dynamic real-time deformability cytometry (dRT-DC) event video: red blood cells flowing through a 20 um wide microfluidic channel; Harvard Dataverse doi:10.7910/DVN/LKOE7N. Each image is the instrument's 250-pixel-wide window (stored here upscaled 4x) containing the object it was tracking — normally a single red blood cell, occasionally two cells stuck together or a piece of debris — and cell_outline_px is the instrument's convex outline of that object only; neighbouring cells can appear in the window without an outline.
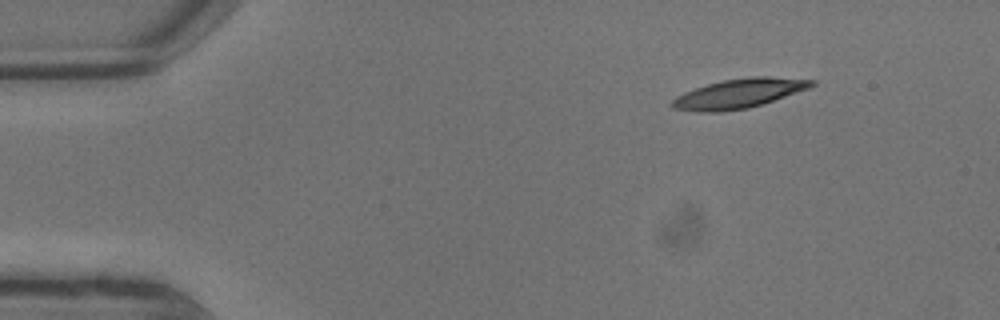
{"species": "common noctule bat (a hibernating species)", "species_latin": "Nyctalus noctula", "temperature_condition": "warm", "stored_images_in_passage": 4, "camera_frame_rate_fps": 3000, "um_per_image_px": 0.085, "animal": {"sex": "male", "body_mass_g": 13.3}, "frame": {"image": 1, "passage_image": 1, "time_ms": 0.0, "image_size_px": [1000, 320], "cell_outline_px": [[816, 84], [808, 88], [748, 108], [720, 112], [696, 112], [672, 108], [668, 104], [676, 96], [684, 92], [708, 84], [724, 80], [748, 76], [768, 76], [816, 80]], "centroid_in_image_um": [62.75, 7.95], "position_along_channel_um": 22.2, "area_um2": 23.76}}
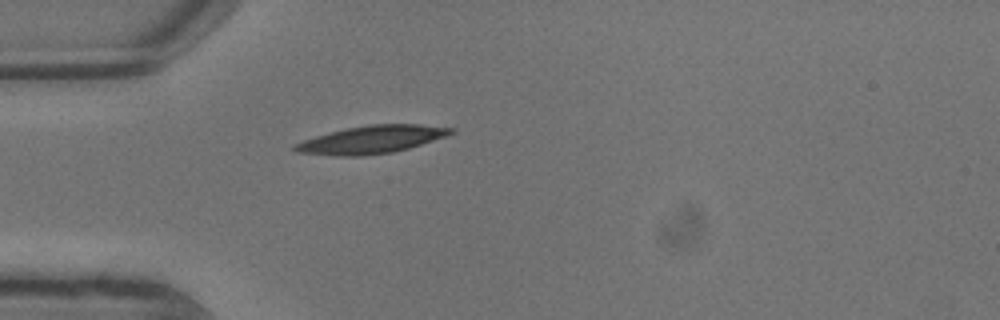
{"frame": {"image": 2, "passage_image": 4, "time_ms": 1.0, "image_size_px": [1000, 320], "cell_outline_px": [[456, 132], [448, 136], [408, 148], [392, 152], [364, 156], [332, 156], [296, 152], [292, 148], [292, 144], [316, 136], [348, 128], [372, 124], [420, 124], [456, 128]], "centroid_in_image_um": [31.61, 11.87], "position_along_channel_um": 53.4, "area_um2": 25.32}}